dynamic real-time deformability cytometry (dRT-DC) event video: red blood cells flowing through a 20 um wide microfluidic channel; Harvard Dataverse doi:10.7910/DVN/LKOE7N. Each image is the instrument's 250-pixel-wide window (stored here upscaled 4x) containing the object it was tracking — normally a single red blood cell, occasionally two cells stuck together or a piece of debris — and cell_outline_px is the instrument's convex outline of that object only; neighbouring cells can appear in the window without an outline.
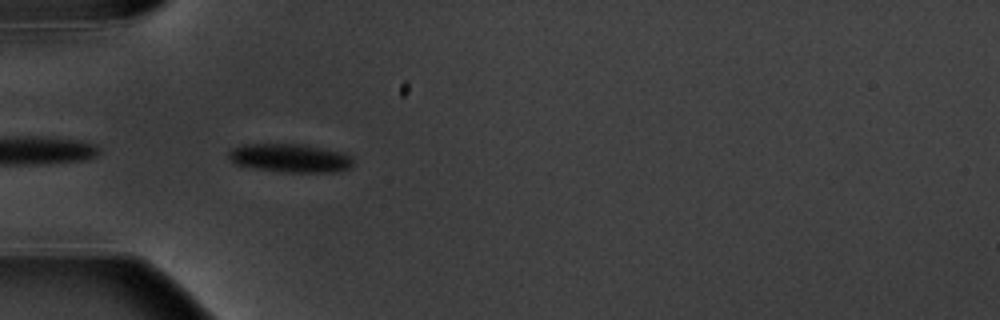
{"species": "common noctule bat (a hibernating species)", "species_latin": "Nyctalus noctula", "temperature_condition": "warm", "stored_images_in_passage": 5, "camera_frame_rate_fps": 3000, "um_per_image_px": 0.085, "animal": {"sex": "male", "body_mass_g": 20.1, "forearm_length_mm": 53.5}, "frame": {"image": 1, "passage_image": 5, "time_ms": 4.667, "image_size_px": [1000, 320], "cell_outline_px": [[352, 164], [348, 168], [336, 172], [284, 172], [256, 168], [236, 164], [228, 156], [228, 152], [232, 148], [244, 144], [304, 144], [344, 152], [352, 156]], "centroid_in_image_um": [24.69, 13.42], "position_along_channel_um": 60.3, "area_um2": 20.69}}